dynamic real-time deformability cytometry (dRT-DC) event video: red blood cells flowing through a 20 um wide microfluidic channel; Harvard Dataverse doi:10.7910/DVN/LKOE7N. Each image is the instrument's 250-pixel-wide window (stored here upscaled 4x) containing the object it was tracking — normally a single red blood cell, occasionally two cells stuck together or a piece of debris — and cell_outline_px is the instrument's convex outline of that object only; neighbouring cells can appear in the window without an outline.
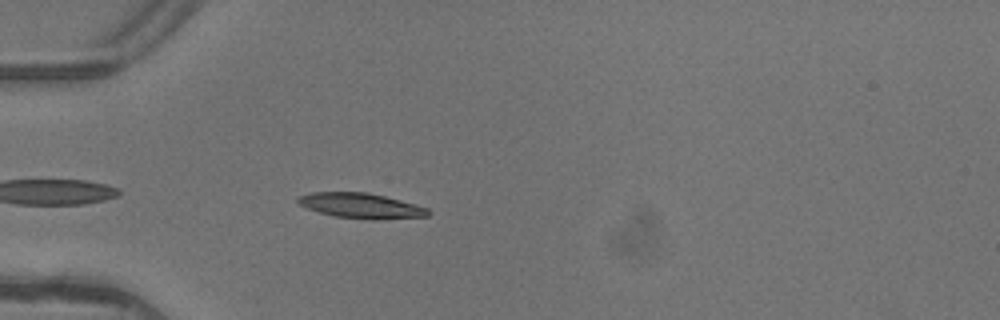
{"species": "common noctule bat (a hibernating species)", "species_latin": "Nyctalus noctula", "temperature_condition": "warm", "stored_images_in_passage": 5, "camera_frame_rate_fps": 3000, "um_per_image_px": 0.085, "animal": {"sex": "female"}, "frame": {"image": 1, "passage_image": 5, "time_ms": 1.333, "image_size_px": [1000, 320], "cell_outline_px": [[432, 212], [428, 216], [380, 220], [372, 220], [336, 216], [320, 212], [296, 204], [296, 200], [300, 196], [312, 192], [368, 192], [416, 204], [428, 208]], "centroid_in_image_um": [30.72, 17.49], "position_along_channel_um": 54.3, "area_um2": 19.19}}